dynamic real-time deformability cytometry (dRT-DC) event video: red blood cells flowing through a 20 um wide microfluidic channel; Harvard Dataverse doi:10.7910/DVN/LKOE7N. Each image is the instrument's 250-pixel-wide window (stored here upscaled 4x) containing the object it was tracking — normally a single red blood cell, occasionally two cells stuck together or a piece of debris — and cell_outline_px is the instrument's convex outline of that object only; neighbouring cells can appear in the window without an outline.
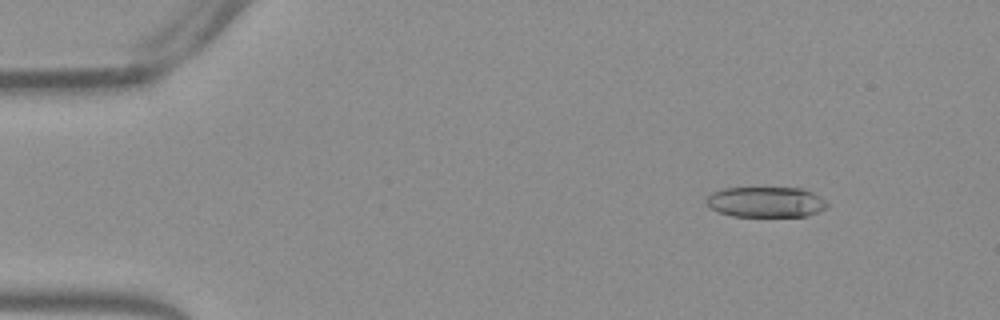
{"species": "Egyptian fruit bat (a non-hibernating species)", "species_latin": "Rousettus aegyptiacus", "temperature_condition": "warm", "stored_images_in_passage": 54, "camera_frame_rate_fps": 3000, "um_per_image_px": 0.085, "frame": {"image": 1, "passage_image": 7, "time_ms": 2.0, "image_size_px": [1000, 320], "cell_outline_px": [[828, 208], [820, 212], [808, 216], [732, 216], [716, 212], [708, 208], [704, 200], [712, 192], [724, 188], [800, 188], [812, 192], [820, 196], [828, 204]], "centroid_in_image_um": [65.08, 17.18], "position_along_channel_um": 19.9, "area_um2": 21.79}}
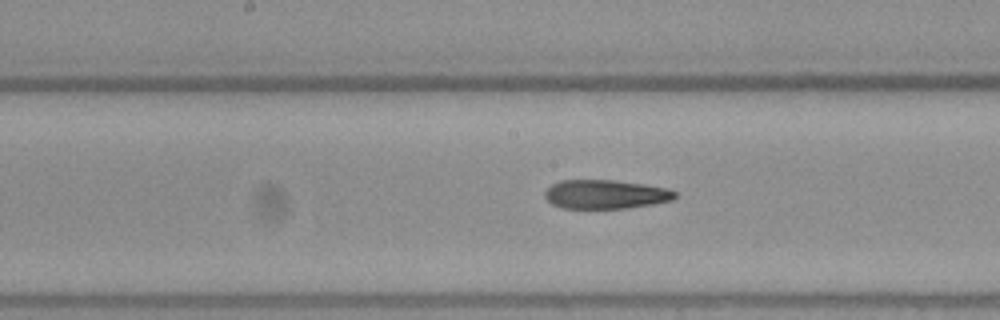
{"frame": {"image": 2, "passage_image": 28, "time_ms": 9.0, "image_size_px": [1000, 320], "cell_outline_px": [[676, 196], [672, 200], [652, 204], [628, 208], [560, 208], [552, 204], [544, 196], [544, 192], [552, 184], [560, 180], [616, 180], [644, 184], [668, 188], [676, 192]], "centroid_in_image_um": [51.46, 16.51], "position_along_channel_um": 196.7, "area_um2": 22.02}}
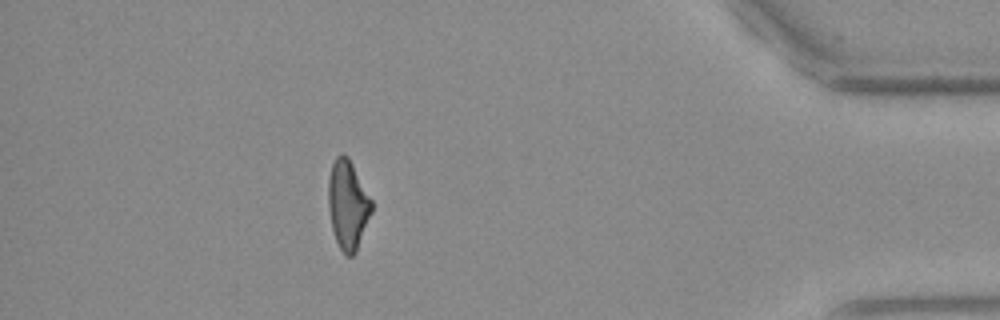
{"frame": {"image": 3, "passage_image": 48, "time_ms": 15.667, "image_size_px": [1000, 320], "cell_outline_px": [[372, 212], [356, 252], [352, 256], [344, 256], [336, 240], [332, 228], [328, 208], [328, 176], [332, 164], [336, 156], [340, 152], [344, 152], [348, 156], [372, 200]], "centroid_in_image_um": [29.55, 17.38], "position_along_channel_um": 405.6, "area_um2": 22.66}, "authors_computed_cell_mechanics": {"area_um2": 22.9466, "velocity_mm_per_s": 3.8464, "shape_relaxation_time_tau1_ms": null, "shape_relaxation_time_tau2_ms": 4.2481, "deformation_change_tau1": null, "deformation_change_tau2": 0.1489}}